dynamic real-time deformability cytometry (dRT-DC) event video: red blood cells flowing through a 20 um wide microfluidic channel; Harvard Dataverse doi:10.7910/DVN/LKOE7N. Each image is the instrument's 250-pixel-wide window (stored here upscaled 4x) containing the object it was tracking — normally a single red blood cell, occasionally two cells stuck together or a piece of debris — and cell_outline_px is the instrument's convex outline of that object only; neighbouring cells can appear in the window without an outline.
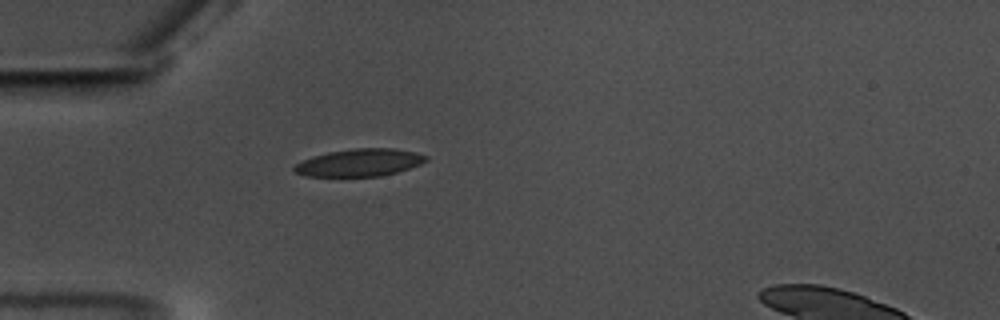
{"species": "common noctule bat (a hibernating species)", "species_latin": "Nyctalus noctula", "temperature_condition": "warm", "stored_images_in_passage": 41, "camera_frame_rate_fps": 3000, "um_per_image_px": 0.085, "animal": {"sex": "male", "body_mass_g": 17.5, "forearm_length_mm": 52.3}, "frame": {"image": 1, "passage_image": 1, "time_ms": 0.0, "image_size_px": [1000, 320], "cell_outline_px": [[428, 160], [420, 164], [396, 172], [380, 176], [304, 176], [296, 172], [292, 168], [296, 164], [312, 156], [328, 152], [352, 148], [392, 148], [416, 152], [428, 156]], "centroid_in_image_um": [30.56, 13.81], "position_along_channel_um": 54.4, "area_um2": 20.98}}
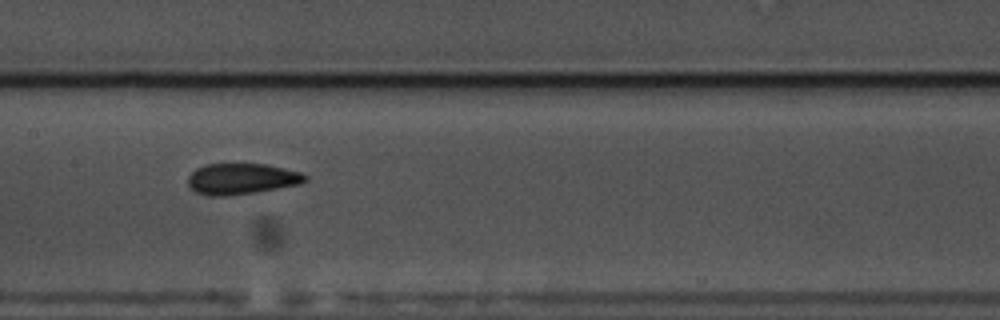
{"frame": {"image": 2, "passage_image": 13, "time_ms": 4.0, "image_size_px": [1000, 320], "cell_outline_px": [[308, 180], [300, 184], [256, 192], [228, 196], [208, 196], [196, 192], [188, 184], [188, 176], [196, 168], [204, 164], [264, 164], [284, 168], [300, 172], [308, 176]], "centroid_in_image_um": [20.53, 15.2], "position_along_channel_um": 186.9, "area_um2": 21.21}}
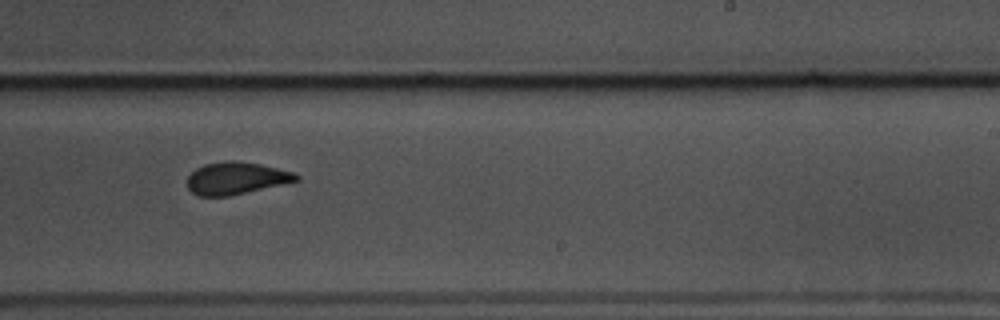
{"frame": {"image": 3, "passage_image": 20, "time_ms": 6.333, "image_size_px": [1000, 320], "cell_outline_px": [[300, 180], [228, 196], [200, 196], [192, 192], [188, 188], [188, 176], [196, 168], [204, 164], [228, 160], [232, 160], [260, 164], [292, 172], [300, 176]], "centroid_in_image_um": [20.05, 15.14], "position_along_channel_um": 269.0, "area_um2": 20.23}}